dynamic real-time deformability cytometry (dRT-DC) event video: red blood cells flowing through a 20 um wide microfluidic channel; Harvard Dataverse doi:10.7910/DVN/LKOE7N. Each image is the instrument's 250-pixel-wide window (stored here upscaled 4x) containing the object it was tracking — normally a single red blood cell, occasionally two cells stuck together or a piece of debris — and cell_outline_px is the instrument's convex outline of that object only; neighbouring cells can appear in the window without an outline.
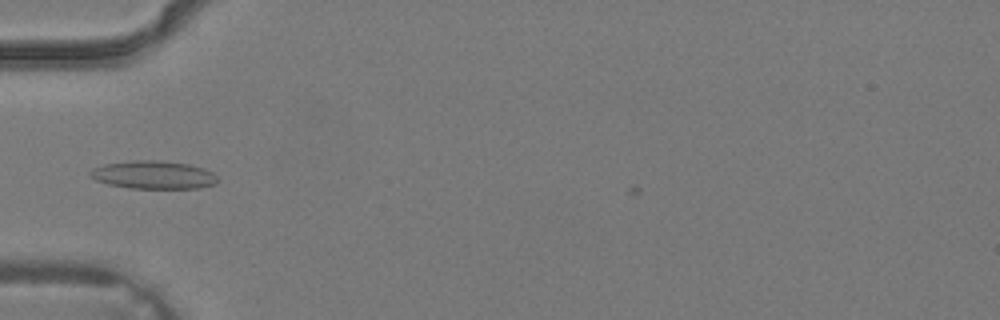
{"species": "common noctule bat (a hibernating species)", "species_latin": "Nyctalus noctula", "temperature_condition": "warm", "stored_images_in_passage": 1, "camera_frame_rate_fps": 3000, "um_per_image_px": 0.085, "animal": {"sex": "male", "body_mass_g": 19.2, "forearm_length_mm": 51.8}, "frame": {"image": 1, "passage_image": 1, "time_ms": 0.0, "image_size_px": [1000, 320], "cell_outline_px": [[216, 184], [200, 188], [128, 188], [108, 184], [96, 180], [88, 172], [92, 168], [104, 164], [136, 160], [152, 160], [188, 164], [204, 168], [212, 172], [216, 176]], "centroid_in_image_um": [13.03, 14.87], "position_along_channel_um": 72.0, "area_um2": 20.69}}